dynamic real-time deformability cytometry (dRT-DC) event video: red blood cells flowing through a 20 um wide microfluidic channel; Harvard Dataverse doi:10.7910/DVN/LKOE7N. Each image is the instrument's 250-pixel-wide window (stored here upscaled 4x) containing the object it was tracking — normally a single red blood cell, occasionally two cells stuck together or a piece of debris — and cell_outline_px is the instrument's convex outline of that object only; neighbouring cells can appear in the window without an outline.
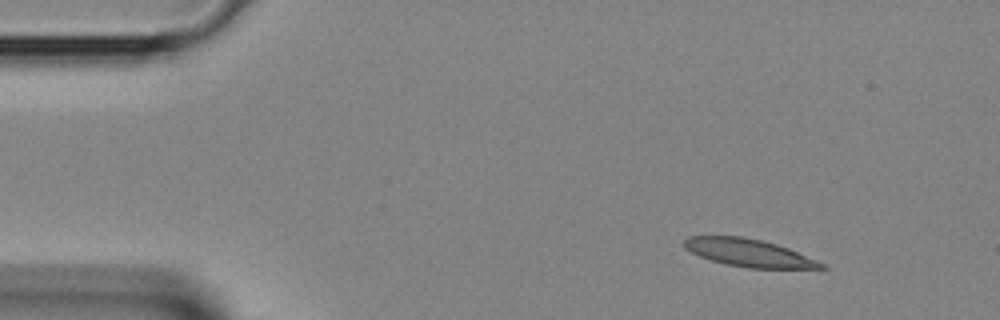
{"species": "Egyptian fruit bat (a non-hibernating species)", "species_latin": "Rousettus aegyptiacus", "temperature_condition": "room temperature", "stored_images_in_passage": 3, "camera_frame_rate_fps": 3000, "um_per_image_px": 0.085, "animal": {"sex": "female"}, "frame": {"image": 1, "passage_image": 1, "time_ms": 0.0, "image_size_px": [1000, 320], "cell_outline_px": [[828, 268], [748, 268], [724, 264], [700, 256], [684, 248], [684, 240], [688, 236], [740, 236], [760, 240], [776, 244], [788, 248], [816, 260], [824, 264]], "centroid_in_image_um": [63.61, 21.49], "position_along_channel_um": 21.4, "area_um2": 21.79}}